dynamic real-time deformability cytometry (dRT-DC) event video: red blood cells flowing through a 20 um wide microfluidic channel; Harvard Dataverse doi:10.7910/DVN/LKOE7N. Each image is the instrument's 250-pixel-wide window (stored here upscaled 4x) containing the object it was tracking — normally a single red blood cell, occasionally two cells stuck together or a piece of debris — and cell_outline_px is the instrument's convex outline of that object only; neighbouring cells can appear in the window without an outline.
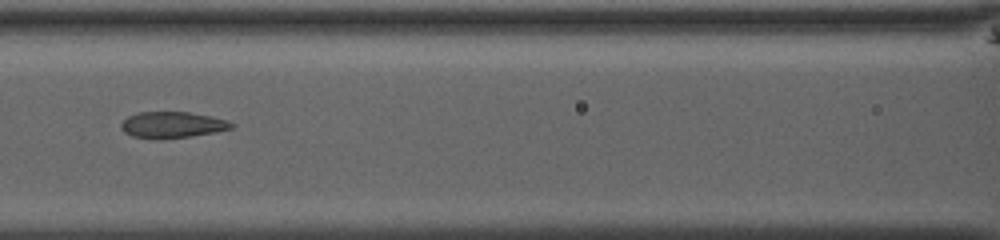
{"species": "common noctule bat (a hibernating species)", "species_latin": "Nyctalus noctula", "temperature_condition": "room temperature", "stored_images_in_passage": 39, "camera_frame_rate_fps": 3000, "um_per_image_px": 0.085, "animal": {"sex": "male", "body_mass_g": 13.0, "forearm_length_mm": 53.1}, "frame": {"image": 1, "passage_image": 12, "time_ms": 3.667, "image_size_px": [1000, 240], "cell_outline_px": [[236, 124], [232, 128], [216, 132], [188, 136], [152, 140], [132, 136], [124, 132], [120, 128], [120, 124], [128, 116], [136, 112], [188, 112], [228, 120]], "centroid_in_image_um": [14.61, 10.62], "position_along_channel_um": 152.0, "area_um2": 16.94}, "authors_computed_cell_mechanics": {"area_um2": 18.2648, "velocity_mm_per_s": 3.9474, "shape_relaxation_time_tau1_ms": null, "shape_relaxation_time_tau2_ms": 1.3067, "deformation_change_tau1": null, "deformation_change_tau2": 0.0702}}